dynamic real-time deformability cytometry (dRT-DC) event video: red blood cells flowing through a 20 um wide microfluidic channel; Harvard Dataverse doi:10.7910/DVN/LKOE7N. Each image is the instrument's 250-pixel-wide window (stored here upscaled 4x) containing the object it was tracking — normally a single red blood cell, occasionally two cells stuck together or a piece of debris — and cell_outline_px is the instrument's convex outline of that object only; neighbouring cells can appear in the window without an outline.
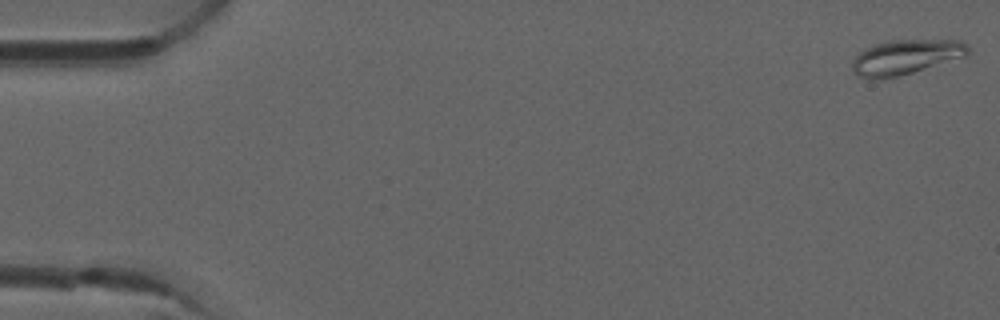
{"species": "common noctule bat (a hibernating species)", "species_latin": "Nyctalus noctula", "temperature_condition": "room temperature", "stored_images_in_passage": 5, "camera_frame_rate_fps": 3000, "um_per_image_px": 0.085, "animal": {"sex": "male", "forearm_length_mm": 52.5}, "frame": {"image": 1, "passage_image": 1, "time_ms": 0.0, "image_size_px": [1000, 320], "cell_outline_px": [[968, 56], [912, 72], [880, 80], [868, 80], [860, 76], [852, 68], [852, 60], [864, 48], [888, 40], [960, 40], [968, 44]], "centroid_in_image_um": [76.98, 4.85], "position_along_channel_um": 8.0, "area_um2": 23.52}}